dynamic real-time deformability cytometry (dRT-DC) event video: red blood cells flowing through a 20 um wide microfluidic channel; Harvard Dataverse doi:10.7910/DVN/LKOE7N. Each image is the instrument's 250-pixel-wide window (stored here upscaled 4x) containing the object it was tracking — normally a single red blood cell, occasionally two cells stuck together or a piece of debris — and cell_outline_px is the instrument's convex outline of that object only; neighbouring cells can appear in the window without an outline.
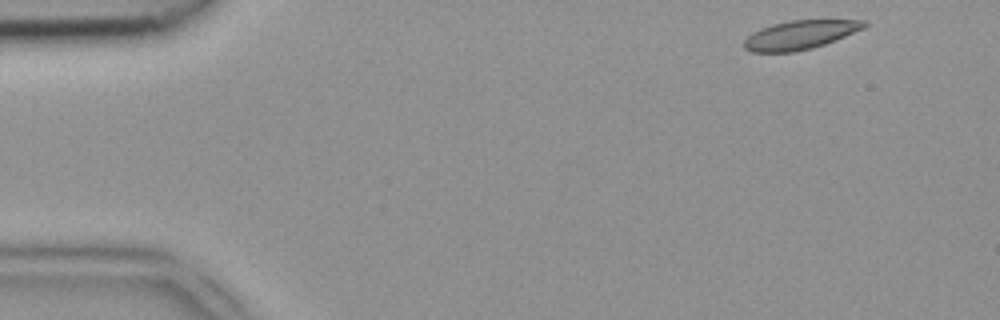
{"species": "common noctule bat (a hibernating species)", "species_latin": "Nyctalus noctula", "temperature_condition": "room temperature", "stored_images_in_passage": 45, "camera_frame_rate_fps": 3000, "um_per_image_px": 0.085, "animal": {"sex": "female", "body_mass_g": 18.4}, "frame": {"image": 1, "passage_image": 1, "time_ms": 0.0, "image_size_px": [1000, 320], "cell_outline_px": [[868, 24], [864, 28], [824, 44], [812, 48], [792, 52], [752, 52], [744, 48], [744, 40], [752, 32], [760, 28], [772, 24], [788, 20], [868, 20]], "centroid_in_image_um": [67.98, 2.95], "position_along_channel_um": 17.0, "area_um2": 20.11}}
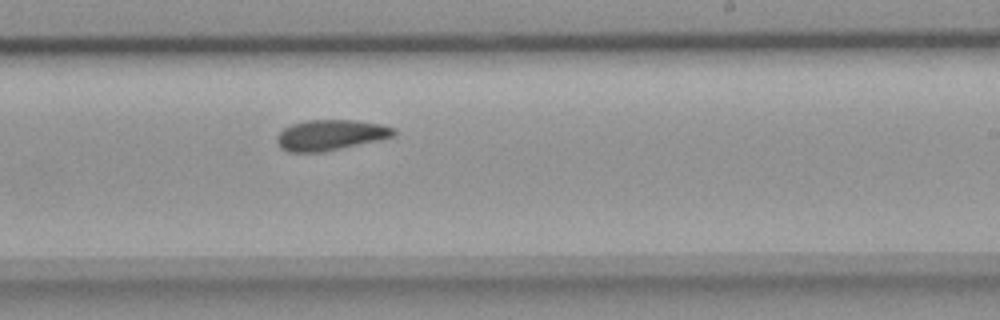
{"frame": {"image": 2, "passage_image": 26, "time_ms": 8.333, "image_size_px": [1000, 320], "cell_outline_px": [[396, 132], [392, 136], [380, 140], [324, 152], [288, 152], [280, 148], [276, 140], [276, 136], [284, 128], [292, 124], [308, 120], [352, 120], [380, 124], [396, 128]], "centroid_in_image_um": [28.08, 11.48], "position_along_channel_um": 260.9, "area_um2": 20.87}}
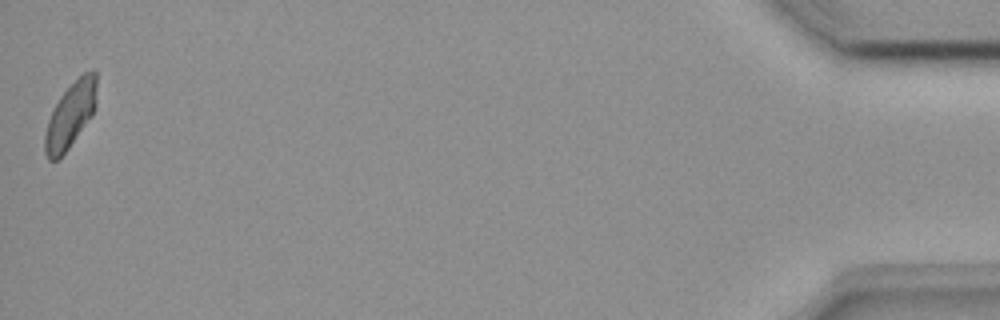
{"frame": {"image": 3, "passage_image": 45, "time_ms": 14.667, "image_size_px": [1000, 320], "cell_outline_px": [[96, 104], [92, 116], [68, 148], [56, 160], [48, 160], [44, 152], [44, 136], [48, 120], [60, 96], [84, 72], [96, 68]], "centroid_in_image_um": [6.0, 9.78], "position_along_channel_um": 429.2, "area_um2": 19.48}}